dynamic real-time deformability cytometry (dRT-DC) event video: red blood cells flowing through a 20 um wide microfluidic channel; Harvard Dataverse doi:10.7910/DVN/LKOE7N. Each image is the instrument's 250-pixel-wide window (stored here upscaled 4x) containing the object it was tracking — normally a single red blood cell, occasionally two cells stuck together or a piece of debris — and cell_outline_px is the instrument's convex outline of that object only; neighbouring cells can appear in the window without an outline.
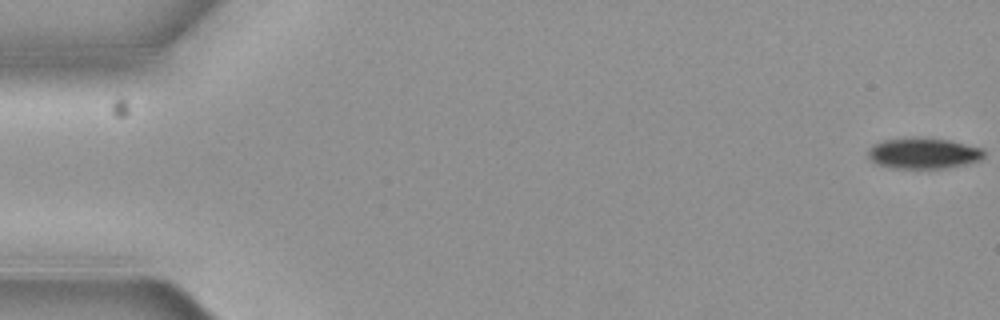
{"species": "common noctule bat (a hibernating species)", "species_latin": "Nyctalus noctula", "temperature_condition": "cold", "stored_images_in_passage": 5, "camera_frame_rate_fps": 3000, "um_per_image_px": 0.085, "animal": {"sex": "female", "body_mass_g": 19.3, "forearm_length_mm": 54.1}, "frame": {"image": 1, "passage_image": 1, "time_ms": 0.0, "image_size_px": [1000, 320], "cell_outline_px": [[984, 156], [980, 160], [968, 164], [944, 168], [888, 168], [876, 164], [868, 156], [868, 152], [876, 144], [884, 140], [948, 140], [984, 148]], "centroid_in_image_um": [78.55, 13.08], "position_along_channel_um": 6.4, "area_um2": 20.06}}
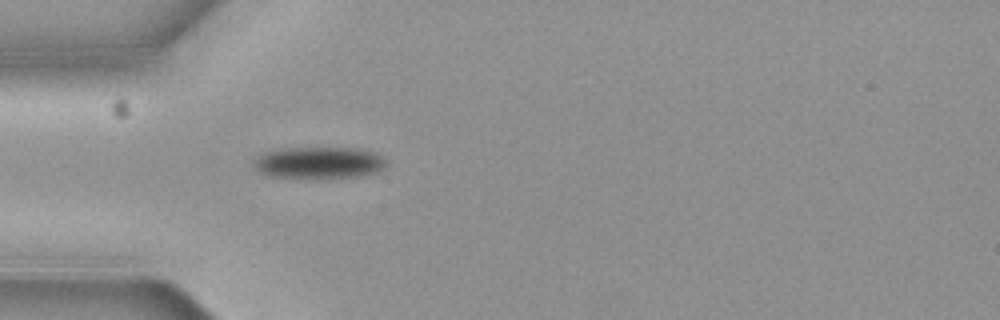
{"frame": {"image": 2, "passage_image": 5, "time_ms": 1.333, "image_size_px": [1000, 320], "cell_outline_px": [[388, 164], [380, 172], [364, 176], [272, 176], [260, 172], [252, 164], [252, 160], [260, 152], [280, 148], [356, 148], [376, 152]], "centroid_in_image_um": [27.11, 13.79], "position_along_channel_um": 57.9, "area_um2": 24.28}}